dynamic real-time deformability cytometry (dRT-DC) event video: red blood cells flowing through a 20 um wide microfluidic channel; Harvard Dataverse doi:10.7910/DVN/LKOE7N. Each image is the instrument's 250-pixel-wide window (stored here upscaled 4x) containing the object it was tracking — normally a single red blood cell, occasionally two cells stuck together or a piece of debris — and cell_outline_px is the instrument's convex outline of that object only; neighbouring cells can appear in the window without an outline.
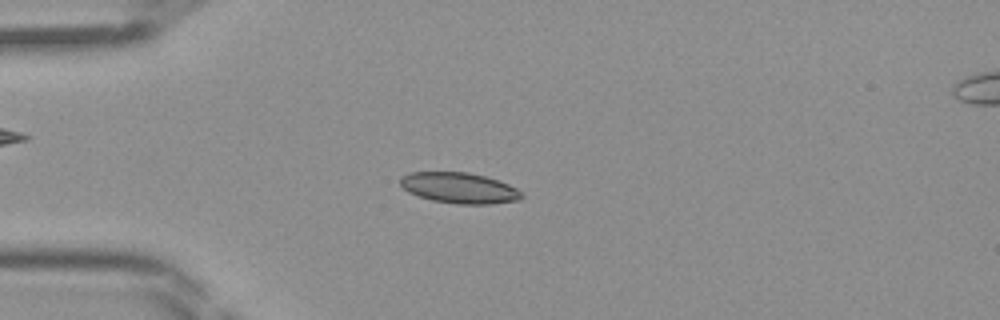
{"species": "Egyptian fruit bat (a non-hibernating species)", "species_latin": "Rousettus aegyptiacus", "temperature_condition": "room temperature", "stored_images_in_passage": 44, "camera_frame_rate_fps": 3000, "um_per_image_px": 0.085, "frame": {"image": 1, "passage_image": 11, "time_ms": 3.333, "image_size_px": [1000, 320], "cell_outline_px": [[524, 196], [520, 200], [492, 204], [456, 204], [432, 200], [408, 192], [400, 184], [400, 176], [408, 172], [468, 172], [484, 176], [508, 184], [524, 192]], "centroid_in_image_um": [39.05, 15.98], "position_along_channel_um": 45.9, "area_um2": 21.85}}
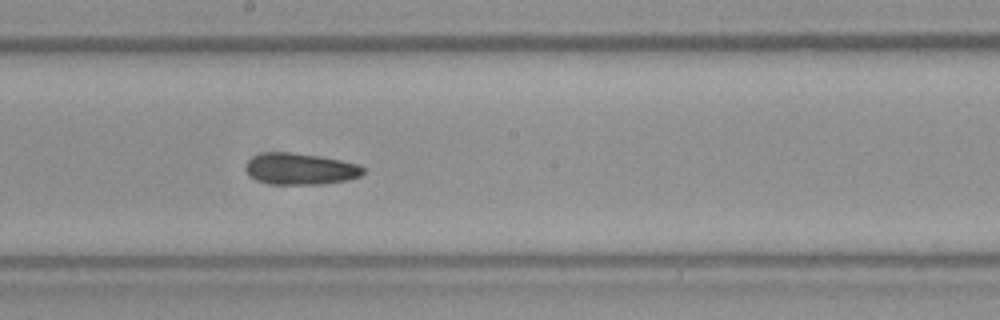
{"frame": {"image": 2, "passage_image": 24, "time_ms": 7.667, "image_size_px": [1000, 320], "cell_outline_px": [[364, 172], [360, 176], [348, 180], [320, 184], [272, 184], [260, 180], [252, 176], [244, 168], [244, 164], [252, 156], [264, 152], [292, 152], [320, 156], [360, 164], [364, 168]], "centroid_in_image_um": [25.54, 14.34], "position_along_channel_um": 222.7, "area_um2": 21.56}}
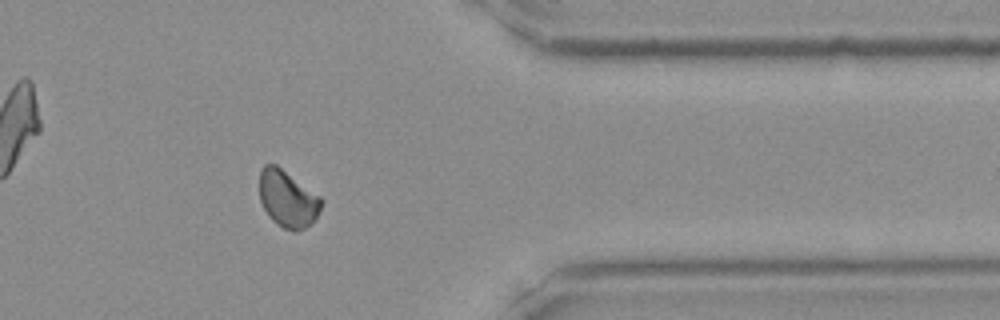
{"frame": {"image": 3, "passage_image": 36, "time_ms": 11.667, "image_size_px": [1000, 320], "cell_outline_px": [[324, 200], [316, 216], [304, 228], [292, 232], [276, 224], [268, 216], [260, 200], [260, 168], [264, 164], [276, 164], [320, 196]], "centroid_in_image_um": [24.43, 16.89], "position_along_channel_um": 387.0, "area_um2": 20.35}}